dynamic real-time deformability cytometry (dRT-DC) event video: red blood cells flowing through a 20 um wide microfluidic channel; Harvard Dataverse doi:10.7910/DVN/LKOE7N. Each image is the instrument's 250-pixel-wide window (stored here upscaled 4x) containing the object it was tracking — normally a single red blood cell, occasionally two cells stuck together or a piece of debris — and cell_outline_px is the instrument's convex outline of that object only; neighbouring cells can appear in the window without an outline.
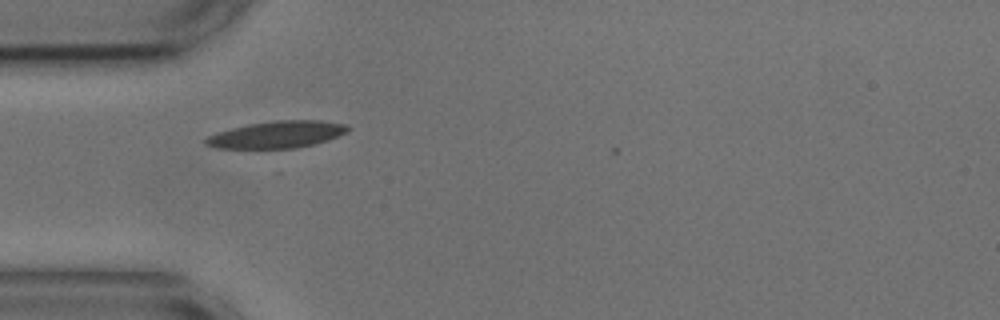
{"species": "common noctule bat (a hibernating species)", "species_latin": "Nyctalus noctula", "temperature_condition": "cold", "stored_images_in_passage": 5, "camera_frame_rate_fps": 3000, "um_per_image_px": 0.085, "animal": {"sex": "male", "body_mass_g": 17.9, "forearm_length_mm": 54.2}, "frame": {"image": 1, "passage_image": 1, "time_ms": 0.0, "image_size_px": [1000, 320], "cell_outline_px": [[352, 128], [348, 132], [328, 140], [296, 148], [216, 148], [204, 144], [204, 140], [208, 136], [232, 128], [248, 124], [276, 120], [320, 120], [348, 124]], "centroid_in_image_um": [23.6, 11.43], "position_along_channel_um": 61.4, "area_um2": 22.31}}